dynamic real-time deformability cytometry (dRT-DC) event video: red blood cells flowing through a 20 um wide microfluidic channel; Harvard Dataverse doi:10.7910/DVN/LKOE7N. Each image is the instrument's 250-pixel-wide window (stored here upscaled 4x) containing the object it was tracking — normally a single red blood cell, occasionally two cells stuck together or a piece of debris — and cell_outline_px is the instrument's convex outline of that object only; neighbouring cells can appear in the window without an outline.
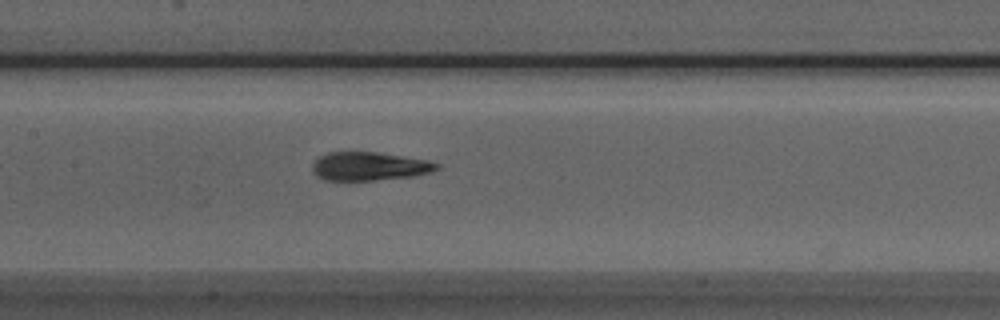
{"species": "Egyptian fruit bat (a non-hibernating species)", "species_latin": "Rousettus aegyptiacus", "temperature_condition": "room temperature", "stored_images_in_passage": 21, "camera_frame_rate_fps": 3000, "um_per_image_px": 0.085, "animal": {"sex": "male"}, "frame": {"image": 1, "passage_image": 9, "time_ms": 2.667, "image_size_px": [1000, 320], "cell_outline_px": [[440, 168], [432, 172], [416, 176], [376, 180], [320, 180], [312, 172], [312, 164], [320, 156], [328, 152], [376, 152], [428, 160], [440, 164]], "centroid_in_image_um": [31.4, 14.14], "position_along_channel_um": 176.0, "area_um2": 20.87}}
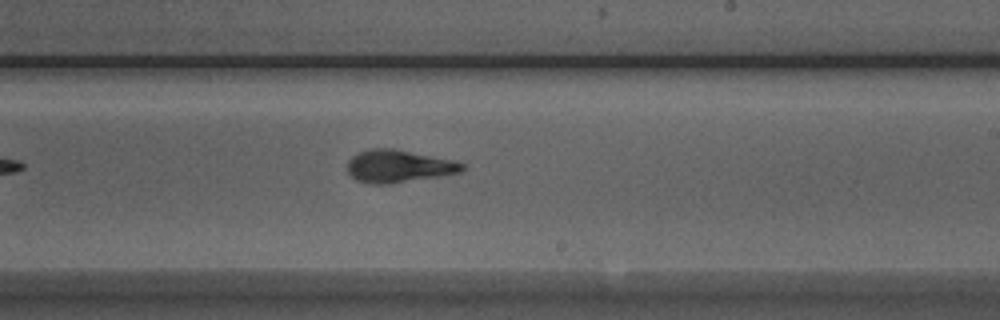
{"frame": {"image": 2, "passage_image": 15, "time_ms": 4.667, "image_size_px": [1000, 320], "cell_outline_px": [[468, 164], [460, 172], [440, 176], [388, 184], [368, 184], [356, 180], [348, 172], [348, 160], [352, 156], [360, 152], [372, 148], [392, 148], [452, 160]], "centroid_in_image_um": [33.87, 14.13], "position_along_channel_um": 255.1, "area_um2": 21.68}}
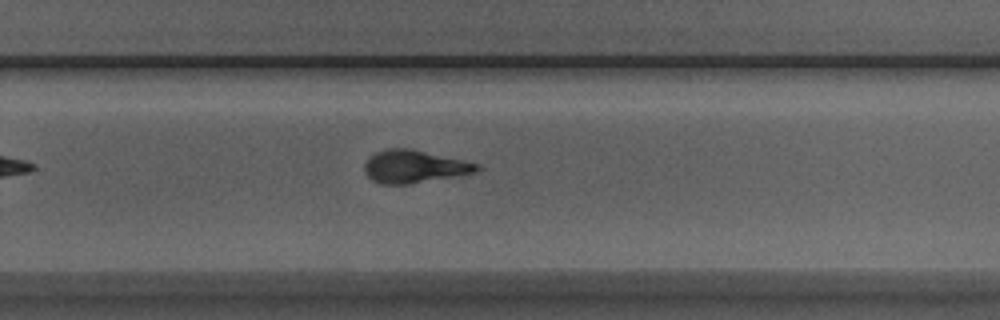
{"frame": {"image": 3, "passage_image": 18, "time_ms": 5.667, "image_size_px": [1000, 320], "cell_outline_px": [[484, 168], [476, 172], [408, 184], [380, 184], [372, 180], [364, 172], [364, 164], [368, 156], [376, 152], [388, 148], [408, 148], [480, 164]], "centroid_in_image_um": [35.17, 14.15], "position_along_channel_um": 294.6, "area_um2": 21.33}}